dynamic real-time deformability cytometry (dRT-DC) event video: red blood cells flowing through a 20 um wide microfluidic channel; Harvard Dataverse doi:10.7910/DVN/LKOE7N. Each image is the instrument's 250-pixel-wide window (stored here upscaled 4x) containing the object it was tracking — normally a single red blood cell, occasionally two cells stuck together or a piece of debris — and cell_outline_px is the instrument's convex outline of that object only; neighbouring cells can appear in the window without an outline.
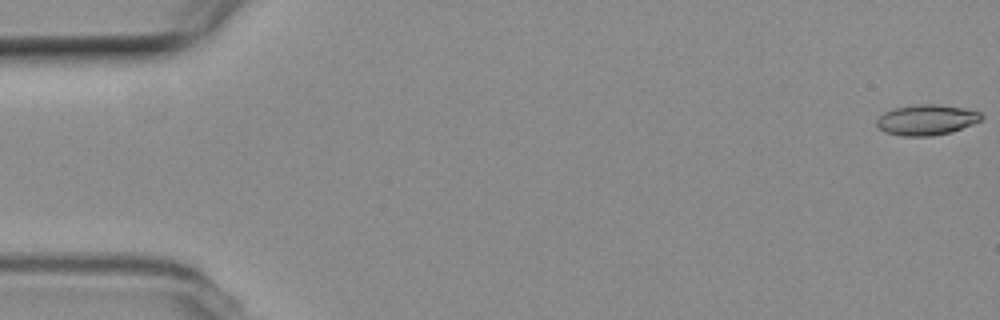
{"species": "common noctule bat (a hibernating species)", "species_latin": "Nyctalus noctula", "temperature_condition": "room temperature", "stored_images_in_passage": 52, "camera_frame_rate_fps": 3000, "um_per_image_px": 0.085, "animal": {"sex": "female", "body_mass_g": 19.3, "forearm_length_mm": 54.1}, "frame": {"image": 1, "passage_image": 1, "time_ms": 0.0, "image_size_px": [1000, 320], "cell_outline_px": [[984, 116], [980, 120], [972, 124], [952, 132], [932, 136], [904, 136], [884, 132], [876, 128], [876, 120], [884, 112], [896, 108], [920, 104], [932, 104], [964, 108], [980, 112]], "centroid_in_image_um": [78.73, 10.2], "position_along_channel_um": 6.3, "area_um2": 18.55}}
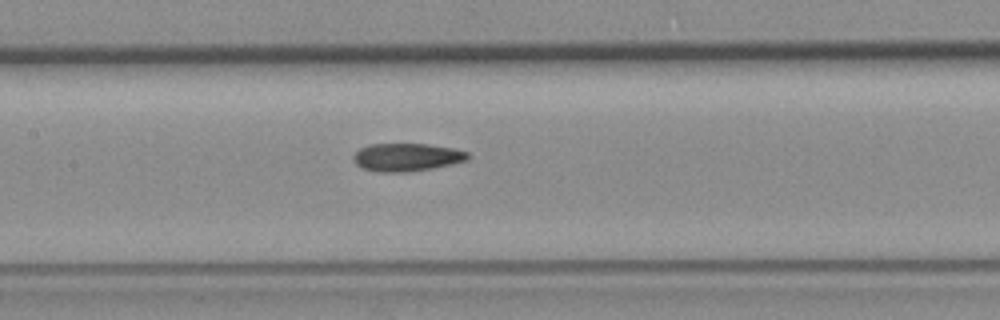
{"frame": {"image": 2, "passage_image": 26, "time_ms": 8.333, "image_size_px": [1000, 320], "cell_outline_px": [[468, 160], [452, 164], [432, 168], [408, 172], [376, 172], [364, 168], [356, 164], [352, 160], [352, 156], [360, 148], [372, 144], [424, 144], [452, 148], [468, 152]], "centroid_in_image_um": [34.55, 13.37], "position_along_channel_um": 172.9, "area_um2": 18.55}}
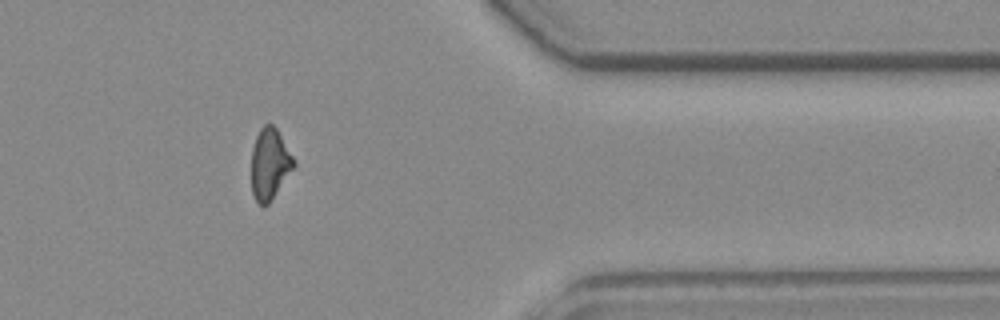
{"frame": {"image": 3, "passage_image": 45, "time_ms": 14.667, "image_size_px": [1000, 320], "cell_outline_px": [[296, 164], [268, 204], [260, 204], [256, 200], [252, 192], [252, 148], [256, 136], [260, 128], [264, 124], [272, 124], [276, 128], [296, 160]], "centroid_in_image_um": [22.93, 13.9], "position_along_channel_um": 388.5, "area_um2": 17.34}}